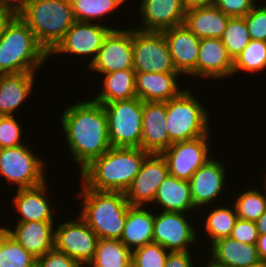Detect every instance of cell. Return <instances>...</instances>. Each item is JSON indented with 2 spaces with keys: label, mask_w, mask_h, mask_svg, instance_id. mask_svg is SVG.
<instances>
[{
  "label": "cell",
  "mask_w": 266,
  "mask_h": 267,
  "mask_svg": "<svg viewBox=\"0 0 266 267\" xmlns=\"http://www.w3.org/2000/svg\"><path fill=\"white\" fill-rule=\"evenodd\" d=\"M60 123L66 144L79 171L102 156L112 146L108 118L103 104L91 100L75 102L64 109Z\"/></svg>",
  "instance_id": "6da1fadb"
},
{
  "label": "cell",
  "mask_w": 266,
  "mask_h": 267,
  "mask_svg": "<svg viewBox=\"0 0 266 267\" xmlns=\"http://www.w3.org/2000/svg\"><path fill=\"white\" fill-rule=\"evenodd\" d=\"M148 155L141 148L111 147L92 160L78 176L86 188L125 193Z\"/></svg>",
  "instance_id": "7a4b0ae2"
},
{
  "label": "cell",
  "mask_w": 266,
  "mask_h": 267,
  "mask_svg": "<svg viewBox=\"0 0 266 267\" xmlns=\"http://www.w3.org/2000/svg\"><path fill=\"white\" fill-rule=\"evenodd\" d=\"M48 59L31 28L13 14L0 36V74L36 73Z\"/></svg>",
  "instance_id": "3957f363"
},
{
  "label": "cell",
  "mask_w": 266,
  "mask_h": 267,
  "mask_svg": "<svg viewBox=\"0 0 266 267\" xmlns=\"http://www.w3.org/2000/svg\"><path fill=\"white\" fill-rule=\"evenodd\" d=\"M83 188H82V187ZM77 197L82 198L80 217L96 233L99 239L120 240L127 212L131 203L124 192L98 191L86 188L82 183Z\"/></svg>",
  "instance_id": "277c9868"
},
{
  "label": "cell",
  "mask_w": 266,
  "mask_h": 267,
  "mask_svg": "<svg viewBox=\"0 0 266 267\" xmlns=\"http://www.w3.org/2000/svg\"><path fill=\"white\" fill-rule=\"evenodd\" d=\"M17 14L48 54L75 23L70 0H28Z\"/></svg>",
  "instance_id": "5b68a950"
},
{
  "label": "cell",
  "mask_w": 266,
  "mask_h": 267,
  "mask_svg": "<svg viewBox=\"0 0 266 267\" xmlns=\"http://www.w3.org/2000/svg\"><path fill=\"white\" fill-rule=\"evenodd\" d=\"M182 89L177 97L166 101V127L170 145L207 135L211 130L208 109L199 98L194 97L191 89Z\"/></svg>",
  "instance_id": "8992f818"
},
{
  "label": "cell",
  "mask_w": 266,
  "mask_h": 267,
  "mask_svg": "<svg viewBox=\"0 0 266 267\" xmlns=\"http://www.w3.org/2000/svg\"><path fill=\"white\" fill-rule=\"evenodd\" d=\"M112 147L141 148L143 101L135 97L103 104Z\"/></svg>",
  "instance_id": "52a82bcc"
},
{
  "label": "cell",
  "mask_w": 266,
  "mask_h": 267,
  "mask_svg": "<svg viewBox=\"0 0 266 267\" xmlns=\"http://www.w3.org/2000/svg\"><path fill=\"white\" fill-rule=\"evenodd\" d=\"M26 144L0 149V175L18 189L29 188L47 181L46 162Z\"/></svg>",
  "instance_id": "ba28073f"
},
{
  "label": "cell",
  "mask_w": 266,
  "mask_h": 267,
  "mask_svg": "<svg viewBox=\"0 0 266 267\" xmlns=\"http://www.w3.org/2000/svg\"><path fill=\"white\" fill-rule=\"evenodd\" d=\"M133 55L136 73H178L162 32L133 27Z\"/></svg>",
  "instance_id": "9c48e42d"
},
{
  "label": "cell",
  "mask_w": 266,
  "mask_h": 267,
  "mask_svg": "<svg viewBox=\"0 0 266 267\" xmlns=\"http://www.w3.org/2000/svg\"><path fill=\"white\" fill-rule=\"evenodd\" d=\"M98 239L96 233L78 216L77 220L69 219L55 227L54 247L85 267L94 257Z\"/></svg>",
  "instance_id": "30bf717a"
},
{
  "label": "cell",
  "mask_w": 266,
  "mask_h": 267,
  "mask_svg": "<svg viewBox=\"0 0 266 267\" xmlns=\"http://www.w3.org/2000/svg\"><path fill=\"white\" fill-rule=\"evenodd\" d=\"M210 136L208 133L192 140L172 143L161 154L166 159L169 174L189 181L192 175L213 157V153H209Z\"/></svg>",
  "instance_id": "8fae6325"
},
{
  "label": "cell",
  "mask_w": 266,
  "mask_h": 267,
  "mask_svg": "<svg viewBox=\"0 0 266 267\" xmlns=\"http://www.w3.org/2000/svg\"><path fill=\"white\" fill-rule=\"evenodd\" d=\"M110 26V27H109ZM106 27L104 23H92L75 21L72 27L66 32L63 39L56 45V47L49 53L50 55L72 54L80 57L85 56L86 59L90 56V65L96 58L103 42L109 32L115 27L109 25Z\"/></svg>",
  "instance_id": "7c38bea8"
},
{
  "label": "cell",
  "mask_w": 266,
  "mask_h": 267,
  "mask_svg": "<svg viewBox=\"0 0 266 267\" xmlns=\"http://www.w3.org/2000/svg\"><path fill=\"white\" fill-rule=\"evenodd\" d=\"M87 68L101 75L120 70H134L133 27L112 29L95 60Z\"/></svg>",
  "instance_id": "4fadbf2b"
},
{
  "label": "cell",
  "mask_w": 266,
  "mask_h": 267,
  "mask_svg": "<svg viewBox=\"0 0 266 267\" xmlns=\"http://www.w3.org/2000/svg\"><path fill=\"white\" fill-rule=\"evenodd\" d=\"M188 218L183 212L154 213L153 242L170 252L191 251L190 245L195 244L199 235L195 231V225Z\"/></svg>",
  "instance_id": "5bb4252c"
},
{
  "label": "cell",
  "mask_w": 266,
  "mask_h": 267,
  "mask_svg": "<svg viewBox=\"0 0 266 267\" xmlns=\"http://www.w3.org/2000/svg\"><path fill=\"white\" fill-rule=\"evenodd\" d=\"M168 175L166 159L161 154H149L143 161L139 173L125 191L126 200L132 206L153 204L159 186Z\"/></svg>",
  "instance_id": "9a60e30c"
},
{
  "label": "cell",
  "mask_w": 266,
  "mask_h": 267,
  "mask_svg": "<svg viewBox=\"0 0 266 267\" xmlns=\"http://www.w3.org/2000/svg\"><path fill=\"white\" fill-rule=\"evenodd\" d=\"M218 160H215L214 157L210 158L189 180L192 200L197 209L200 206V208L212 206L211 203L214 204L215 199L221 198L220 195L226 188L227 170L223 161Z\"/></svg>",
  "instance_id": "2e32d148"
},
{
  "label": "cell",
  "mask_w": 266,
  "mask_h": 267,
  "mask_svg": "<svg viewBox=\"0 0 266 267\" xmlns=\"http://www.w3.org/2000/svg\"><path fill=\"white\" fill-rule=\"evenodd\" d=\"M139 6L141 23L133 26L137 29L162 32L184 24L186 9L182 0H141Z\"/></svg>",
  "instance_id": "e0dca14e"
},
{
  "label": "cell",
  "mask_w": 266,
  "mask_h": 267,
  "mask_svg": "<svg viewBox=\"0 0 266 267\" xmlns=\"http://www.w3.org/2000/svg\"><path fill=\"white\" fill-rule=\"evenodd\" d=\"M177 72L196 78L200 39L185 24L162 31Z\"/></svg>",
  "instance_id": "ac0fdd59"
},
{
  "label": "cell",
  "mask_w": 266,
  "mask_h": 267,
  "mask_svg": "<svg viewBox=\"0 0 266 267\" xmlns=\"http://www.w3.org/2000/svg\"><path fill=\"white\" fill-rule=\"evenodd\" d=\"M166 125V102H143L141 149L162 154L170 146Z\"/></svg>",
  "instance_id": "d6986e66"
},
{
  "label": "cell",
  "mask_w": 266,
  "mask_h": 267,
  "mask_svg": "<svg viewBox=\"0 0 266 267\" xmlns=\"http://www.w3.org/2000/svg\"><path fill=\"white\" fill-rule=\"evenodd\" d=\"M225 79L233 75V60L218 38L200 39L196 78Z\"/></svg>",
  "instance_id": "ffe728a7"
},
{
  "label": "cell",
  "mask_w": 266,
  "mask_h": 267,
  "mask_svg": "<svg viewBox=\"0 0 266 267\" xmlns=\"http://www.w3.org/2000/svg\"><path fill=\"white\" fill-rule=\"evenodd\" d=\"M47 186L45 181L34 187L16 189L12 204L16 213L21 215L16 222L55 221L54 206L46 195L49 191Z\"/></svg>",
  "instance_id": "44dd1931"
},
{
  "label": "cell",
  "mask_w": 266,
  "mask_h": 267,
  "mask_svg": "<svg viewBox=\"0 0 266 267\" xmlns=\"http://www.w3.org/2000/svg\"><path fill=\"white\" fill-rule=\"evenodd\" d=\"M54 221L17 222L15 229L5 231L36 258L54 248Z\"/></svg>",
  "instance_id": "7402d4cb"
},
{
  "label": "cell",
  "mask_w": 266,
  "mask_h": 267,
  "mask_svg": "<svg viewBox=\"0 0 266 267\" xmlns=\"http://www.w3.org/2000/svg\"><path fill=\"white\" fill-rule=\"evenodd\" d=\"M209 246L208 262L216 267H249L260 260L256 244L241 243L231 237L218 239Z\"/></svg>",
  "instance_id": "603a6c76"
},
{
  "label": "cell",
  "mask_w": 266,
  "mask_h": 267,
  "mask_svg": "<svg viewBox=\"0 0 266 267\" xmlns=\"http://www.w3.org/2000/svg\"><path fill=\"white\" fill-rule=\"evenodd\" d=\"M179 77V73H136V97L143 102L169 101L183 91Z\"/></svg>",
  "instance_id": "cb8c5ba5"
},
{
  "label": "cell",
  "mask_w": 266,
  "mask_h": 267,
  "mask_svg": "<svg viewBox=\"0 0 266 267\" xmlns=\"http://www.w3.org/2000/svg\"><path fill=\"white\" fill-rule=\"evenodd\" d=\"M35 76L36 73L0 74V115H15L32 93Z\"/></svg>",
  "instance_id": "d4e9b609"
},
{
  "label": "cell",
  "mask_w": 266,
  "mask_h": 267,
  "mask_svg": "<svg viewBox=\"0 0 266 267\" xmlns=\"http://www.w3.org/2000/svg\"><path fill=\"white\" fill-rule=\"evenodd\" d=\"M229 18L212 4L186 10L184 24L199 39H221Z\"/></svg>",
  "instance_id": "484cf974"
},
{
  "label": "cell",
  "mask_w": 266,
  "mask_h": 267,
  "mask_svg": "<svg viewBox=\"0 0 266 267\" xmlns=\"http://www.w3.org/2000/svg\"><path fill=\"white\" fill-rule=\"evenodd\" d=\"M153 205L161 211L189 213L196 210L191 194L190 181L180 180L168 175L159 186Z\"/></svg>",
  "instance_id": "4316f807"
},
{
  "label": "cell",
  "mask_w": 266,
  "mask_h": 267,
  "mask_svg": "<svg viewBox=\"0 0 266 267\" xmlns=\"http://www.w3.org/2000/svg\"><path fill=\"white\" fill-rule=\"evenodd\" d=\"M154 210L131 206L120 240L132 251L153 242Z\"/></svg>",
  "instance_id": "83f0119b"
},
{
  "label": "cell",
  "mask_w": 266,
  "mask_h": 267,
  "mask_svg": "<svg viewBox=\"0 0 266 267\" xmlns=\"http://www.w3.org/2000/svg\"><path fill=\"white\" fill-rule=\"evenodd\" d=\"M102 90L94 96L93 101L106 104L117 100H129L136 97L134 70H120L103 74Z\"/></svg>",
  "instance_id": "f1b7e54d"
},
{
  "label": "cell",
  "mask_w": 266,
  "mask_h": 267,
  "mask_svg": "<svg viewBox=\"0 0 266 267\" xmlns=\"http://www.w3.org/2000/svg\"><path fill=\"white\" fill-rule=\"evenodd\" d=\"M132 251L116 239H98L92 261L85 267H130Z\"/></svg>",
  "instance_id": "f546056e"
},
{
  "label": "cell",
  "mask_w": 266,
  "mask_h": 267,
  "mask_svg": "<svg viewBox=\"0 0 266 267\" xmlns=\"http://www.w3.org/2000/svg\"><path fill=\"white\" fill-rule=\"evenodd\" d=\"M215 208V209H214ZM212 211L209 210L203 228L204 234H208L210 245L218 239L230 237L232 229L235 226L238 216L234 204L228 207L225 205L214 207Z\"/></svg>",
  "instance_id": "4dcf8cb0"
},
{
  "label": "cell",
  "mask_w": 266,
  "mask_h": 267,
  "mask_svg": "<svg viewBox=\"0 0 266 267\" xmlns=\"http://www.w3.org/2000/svg\"><path fill=\"white\" fill-rule=\"evenodd\" d=\"M37 258L0 227V267H36Z\"/></svg>",
  "instance_id": "1f68e13d"
},
{
  "label": "cell",
  "mask_w": 266,
  "mask_h": 267,
  "mask_svg": "<svg viewBox=\"0 0 266 267\" xmlns=\"http://www.w3.org/2000/svg\"><path fill=\"white\" fill-rule=\"evenodd\" d=\"M125 1L127 0H70L75 21L92 23H98V19L100 22L101 18L105 20L104 17L121 9L120 5L123 6Z\"/></svg>",
  "instance_id": "d6a6232c"
},
{
  "label": "cell",
  "mask_w": 266,
  "mask_h": 267,
  "mask_svg": "<svg viewBox=\"0 0 266 267\" xmlns=\"http://www.w3.org/2000/svg\"><path fill=\"white\" fill-rule=\"evenodd\" d=\"M266 69V41L251 39L239 56L233 61V74L256 73Z\"/></svg>",
  "instance_id": "836d02e7"
},
{
  "label": "cell",
  "mask_w": 266,
  "mask_h": 267,
  "mask_svg": "<svg viewBox=\"0 0 266 267\" xmlns=\"http://www.w3.org/2000/svg\"><path fill=\"white\" fill-rule=\"evenodd\" d=\"M253 188L239 193L235 199L234 207L238 218L256 222L266 211V191Z\"/></svg>",
  "instance_id": "e575fe53"
},
{
  "label": "cell",
  "mask_w": 266,
  "mask_h": 267,
  "mask_svg": "<svg viewBox=\"0 0 266 267\" xmlns=\"http://www.w3.org/2000/svg\"><path fill=\"white\" fill-rule=\"evenodd\" d=\"M221 40L234 61L251 40L244 17H230Z\"/></svg>",
  "instance_id": "d590c367"
},
{
  "label": "cell",
  "mask_w": 266,
  "mask_h": 267,
  "mask_svg": "<svg viewBox=\"0 0 266 267\" xmlns=\"http://www.w3.org/2000/svg\"><path fill=\"white\" fill-rule=\"evenodd\" d=\"M169 252L158 243L145 244L132 250L131 265L133 267H165Z\"/></svg>",
  "instance_id": "8d00e7d4"
},
{
  "label": "cell",
  "mask_w": 266,
  "mask_h": 267,
  "mask_svg": "<svg viewBox=\"0 0 266 267\" xmlns=\"http://www.w3.org/2000/svg\"><path fill=\"white\" fill-rule=\"evenodd\" d=\"M22 128L15 115L0 116V149L23 145Z\"/></svg>",
  "instance_id": "74e56055"
},
{
  "label": "cell",
  "mask_w": 266,
  "mask_h": 267,
  "mask_svg": "<svg viewBox=\"0 0 266 267\" xmlns=\"http://www.w3.org/2000/svg\"><path fill=\"white\" fill-rule=\"evenodd\" d=\"M249 31L250 38L253 40L266 41V4L262 7H255L244 16Z\"/></svg>",
  "instance_id": "f35d334b"
},
{
  "label": "cell",
  "mask_w": 266,
  "mask_h": 267,
  "mask_svg": "<svg viewBox=\"0 0 266 267\" xmlns=\"http://www.w3.org/2000/svg\"><path fill=\"white\" fill-rule=\"evenodd\" d=\"M213 4L230 17H244L256 5L255 0H214Z\"/></svg>",
  "instance_id": "ab89813d"
},
{
  "label": "cell",
  "mask_w": 266,
  "mask_h": 267,
  "mask_svg": "<svg viewBox=\"0 0 266 267\" xmlns=\"http://www.w3.org/2000/svg\"><path fill=\"white\" fill-rule=\"evenodd\" d=\"M37 267H82L77 261L55 247L37 257Z\"/></svg>",
  "instance_id": "60d3db41"
},
{
  "label": "cell",
  "mask_w": 266,
  "mask_h": 267,
  "mask_svg": "<svg viewBox=\"0 0 266 267\" xmlns=\"http://www.w3.org/2000/svg\"><path fill=\"white\" fill-rule=\"evenodd\" d=\"M258 235L256 222L238 218L230 237L241 243L256 244Z\"/></svg>",
  "instance_id": "b9f144b4"
},
{
  "label": "cell",
  "mask_w": 266,
  "mask_h": 267,
  "mask_svg": "<svg viewBox=\"0 0 266 267\" xmlns=\"http://www.w3.org/2000/svg\"><path fill=\"white\" fill-rule=\"evenodd\" d=\"M191 251L187 252H169L165 267H194L193 255ZM193 265V266H192Z\"/></svg>",
  "instance_id": "7bdbcfd3"
},
{
  "label": "cell",
  "mask_w": 266,
  "mask_h": 267,
  "mask_svg": "<svg viewBox=\"0 0 266 267\" xmlns=\"http://www.w3.org/2000/svg\"><path fill=\"white\" fill-rule=\"evenodd\" d=\"M28 2V0H0V6L9 9L13 14H17Z\"/></svg>",
  "instance_id": "ee69618b"
},
{
  "label": "cell",
  "mask_w": 266,
  "mask_h": 267,
  "mask_svg": "<svg viewBox=\"0 0 266 267\" xmlns=\"http://www.w3.org/2000/svg\"><path fill=\"white\" fill-rule=\"evenodd\" d=\"M256 248L260 260L266 261V234H259L256 242Z\"/></svg>",
  "instance_id": "f6af8a7d"
},
{
  "label": "cell",
  "mask_w": 266,
  "mask_h": 267,
  "mask_svg": "<svg viewBox=\"0 0 266 267\" xmlns=\"http://www.w3.org/2000/svg\"><path fill=\"white\" fill-rule=\"evenodd\" d=\"M214 0H182L183 7L188 10L195 7L212 5Z\"/></svg>",
  "instance_id": "bcb514c9"
},
{
  "label": "cell",
  "mask_w": 266,
  "mask_h": 267,
  "mask_svg": "<svg viewBox=\"0 0 266 267\" xmlns=\"http://www.w3.org/2000/svg\"><path fill=\"white\" fill-rule=\"evenodd\" d=\"M12 15L13 13L9 9L0 6V36L5 23Z\"/></svg>",
  "instance_id": "7dc6e473"
},
{
  "label": "cell",
  "mask_w": 266,
  "mask_h": 267,
  "mask_svg": "<svg viewBox=\"0 0 266 267\" xmlns=\"http://www.w3.org/2000/svg\"><path fill=\"white\" fill-rule=\"evenodd\" d=\"M258 234H266V211L256 221Z\"/></svg>",
  "instance_id": "c3c4849f"
},
{
  "label": "cell",
  "mask_w": 266,
  "mask_h": 267,
  "mask_svg": "<svg viewBox=\"0 0 266 267\" xmlns=\"http://www.w3.org/2000/svg\"><path fill=\"white\" fill-rule=\"evenodd\" d=\"M249 267H266V261L259 260L258 262L254 263L253 265Z\"/></svg>",
  "instance_id": "681fc988"
},
{
  "label": "cell",
  "mask_w": 266,
  "mask_h": 267,
  "mask_svg": "<svg viewBox=\"0 0 266 267\" xmlns=\"http://www.w3.org/2000/svg\"><path fill=\"white\" fill-rule=\"evenodd\" d=\"M205 265H206L205 267H216V266L212 265L211 263H209L208 261L206 262Z\"/></svg>",
  "instance_id": "f907efd6"
},
{
  "label": "cell",
  "mask_w": 266,
  "mask_h": 267,
  "mask_svg": "<svg viewBox=\"0 0 266 267\" xmlns=\"http://www.w3.org/2000/svg\"><path fill=\"white\" fill-rule=\"evenodd\" d=\"M264 184H265V185H264L263 187H264V189H265V191H266V175H265Z\"/></svg>",
  "instance_id": "816d5d0a"
}]
</instances>
